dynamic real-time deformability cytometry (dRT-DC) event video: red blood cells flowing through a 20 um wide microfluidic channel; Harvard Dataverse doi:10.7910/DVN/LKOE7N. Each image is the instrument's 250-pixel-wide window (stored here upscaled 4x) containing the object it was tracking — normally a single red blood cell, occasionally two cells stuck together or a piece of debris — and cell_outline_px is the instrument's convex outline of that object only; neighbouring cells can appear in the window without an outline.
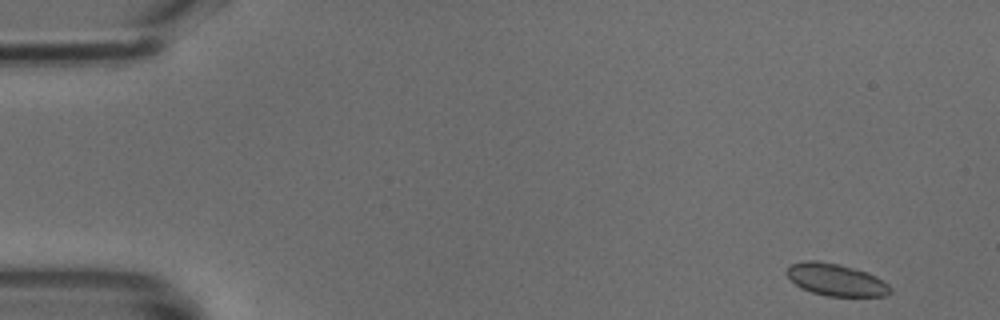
{"species": "common noctule bat (a hibernating species)", "species_latin": "Nyctalus noctula", "temperature_condition": "cold", "stored_images_in_passage": 47, "camera_frame_rate_fps": 3000, "um_per_image_px": 0.085, "animal": {"sex": "male", "body_mass_g": 18.8}, "frame": {"image": 1, "passage_image": 1, "time_ms": 0.0, "image_size_px": [1000, 320], "cell_outline_px": [[892, 292], [888, 296], [828, 296], [812, 292], [800, 288], [784, 272], [792, 264], [804, 260], [820, 260], [840, 264], [868, 272], [876, 276], [888, 284], [892, 288]], "centroid_in_image_um": [71.08, 23.77], "position_along_channel_um": 13.9, "area_um2": 19.59}}
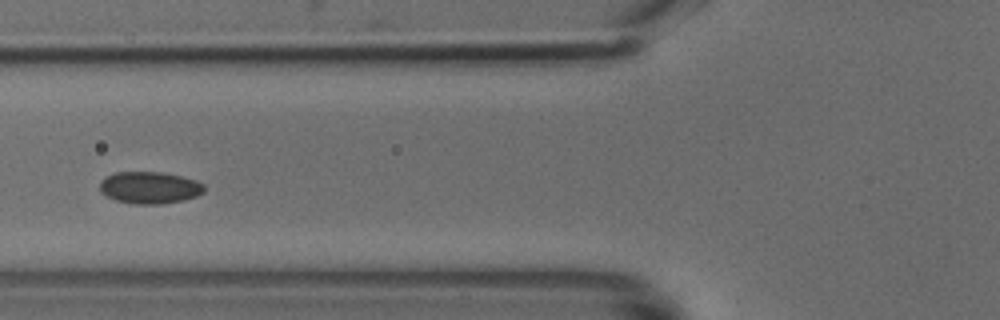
{"frame": {"image": 2, "passage_image": 17, "time_ms": 5.333, "image_size_px": [1000, 320], "cell_outline_px": [[204, 192], [196, 196], [184, 200], [160, 204], [132, 204], [116, 200], [100, 192], [100, 180], [116, 172], [160, 172], [180, 176], [196, 180], [204, 184]], "centroid_in_image_um": [12.72, 15.95], "position_along_channel_um": 113.1, "area_um2": 19.42}}
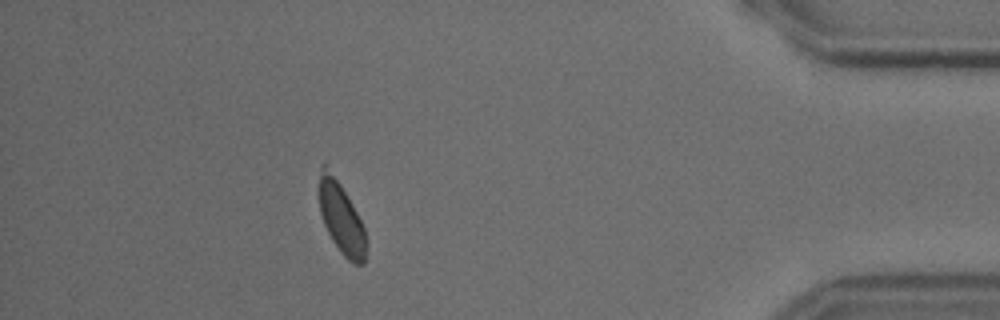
{"frame": {"image": 3, "passage_image": 42, "time_ms": 13.667, "image_size_px": [1000, 320], "cell_outline_px": [[364, 264], [352, 264], [340, 252], [332, 240], [324, 224], [320, 212], [320, 168], [324, 164], [340, 184], [352, 204], [364, 228]], "centroid_in_image_um": [28.99, 18.57], "position_along_channel_um": 406.2, "area_um2": 18.73}}